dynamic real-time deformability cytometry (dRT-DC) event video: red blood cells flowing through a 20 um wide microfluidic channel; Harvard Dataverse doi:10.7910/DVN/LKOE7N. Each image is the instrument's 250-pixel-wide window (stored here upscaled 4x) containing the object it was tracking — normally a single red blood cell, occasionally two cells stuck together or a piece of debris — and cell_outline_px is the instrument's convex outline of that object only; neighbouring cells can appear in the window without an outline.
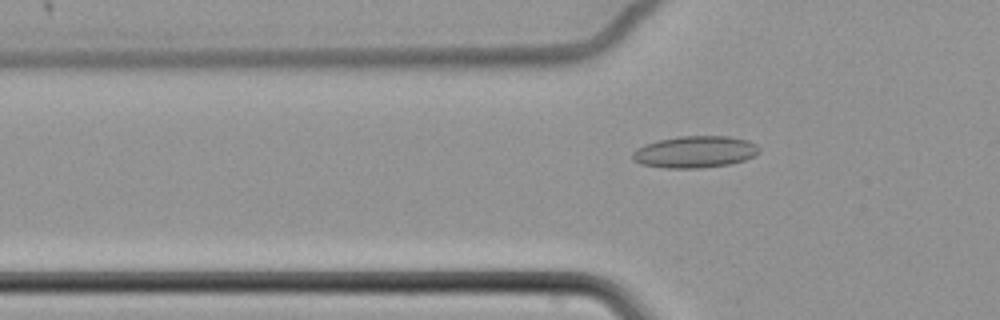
{"species": "common noctule bat (a hibernating species)", "species_latin": "Nyctalus noctula", "temperature_condition": "cold", "stored_images_in_passage": 37, "camera_frame_rate_fps": 3000, "um_per_image_px": 0.085, "animal": {"sex": "female", "body_mass_g": 22.7, "forearm_length_mm": 54.2}, "frame": {"image": 1, "passage_image": 22, "time_ms": 7.0, "image_size_px": [1000, 320], "cell_outline_px": [[760, 152], [756, 156], [744, 160], [728, 164], [700, 168], [668, 168], [640, 164], [632, 160], [632, 152], [644, 144], [656, 140], [680, 136], [728, 136], [748, 140], [756, 144], [760, 148]], "centroid_in_image_um": [59.07, 12.9], "position_along_channel_um": 66.7, "area_um2": 23.64}}
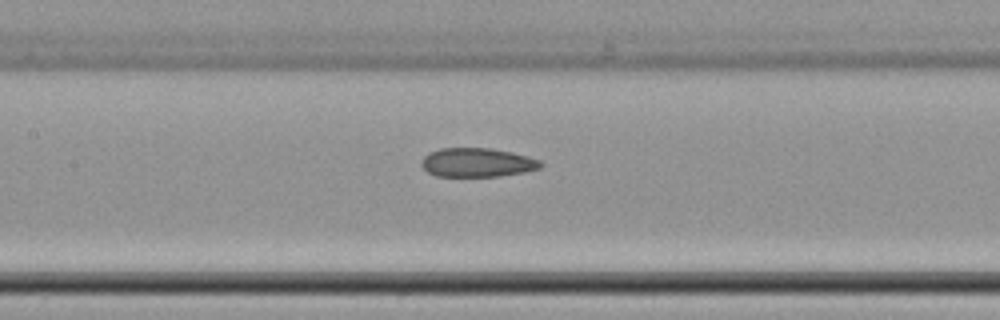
{"frame": {"image": 2, "passage_image": 31, "time_ms": 10.0, "image_size_px": [1000, 320], "cell_outline_px": [[544, 164], [540, 168], [524, 172], [500, 176], [436, 176], [428, 172], [420, 164], [424, 156], [440, 148], [492, 148], [512, 152], [528, 156], [540, 160]], "centroid_in_image_um": [40.59, 13.81], "position_along_channel_um": 166.8, "area_um2": 20.11}}
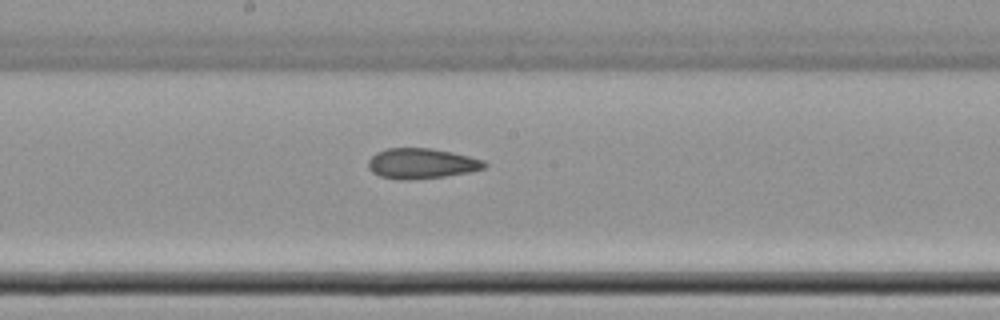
{"frame": {"image": 3, "passage_image": 35, "time_ms": 11.333, "image_size_px": [1000, 320], "cell_outline_px": [[488, 164], [484, 168], [472, 172], [444, 176], [408, 180], [396, 180], [380, 176], [372, 172], [368, 168], [368, 160], [376, 152], [388, 148], [432, 148], [452, 152], [484, 160]], "centroid_in_image_um": [35.82, 13.9], "position_along_channel_um": 212.4, "area_um2": 20.69}}